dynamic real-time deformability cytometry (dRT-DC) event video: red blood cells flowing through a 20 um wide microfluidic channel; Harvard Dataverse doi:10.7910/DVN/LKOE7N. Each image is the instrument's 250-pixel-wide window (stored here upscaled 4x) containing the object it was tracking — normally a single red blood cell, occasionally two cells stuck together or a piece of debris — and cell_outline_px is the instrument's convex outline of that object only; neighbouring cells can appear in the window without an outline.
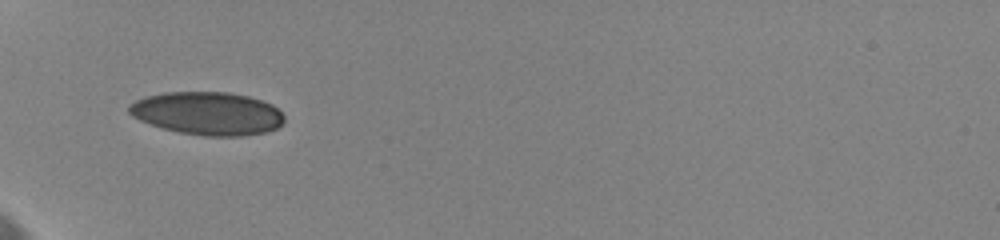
{"species": "human", "species_latin": "Homo sapiens", "temperature_condition": "cold", "stored_images_in_passage": 58, "camera_frame_rate_fps": 3000, "um_per_image_px": 0.085, "donor": {"sex": "female"}, "frame": {"image": 1, "passage_image": 12, "time_ms": 6.333, "image_size_px": [1000, 240], "cell_outline_px": [[284, 124], [268, 132], [240, 136], [204, 136], [180, 132], [164, 128], [140, 120], [132, 116], [128, 112], [128, 104], [144, 96], [164, 92], [228, 92], [248, 96], [272, 104], [284, 116]], "centroid_in_image_um": [17.64, 9.63], "position_along_channel_um": 67.4, "area_um2": 39.02}, "authors_computed_cell_mechanics": {"area_um2": 37.3099, "velocity_mm_per_s": 3.5905, "shape_relaxation_time_tau1_ms": 8.7851, "shape_relaxation_time_tau2_ms": 2.1796, "deformation_change_tau1": 0.1393, "deformation_change_tau2": 0.0629}}